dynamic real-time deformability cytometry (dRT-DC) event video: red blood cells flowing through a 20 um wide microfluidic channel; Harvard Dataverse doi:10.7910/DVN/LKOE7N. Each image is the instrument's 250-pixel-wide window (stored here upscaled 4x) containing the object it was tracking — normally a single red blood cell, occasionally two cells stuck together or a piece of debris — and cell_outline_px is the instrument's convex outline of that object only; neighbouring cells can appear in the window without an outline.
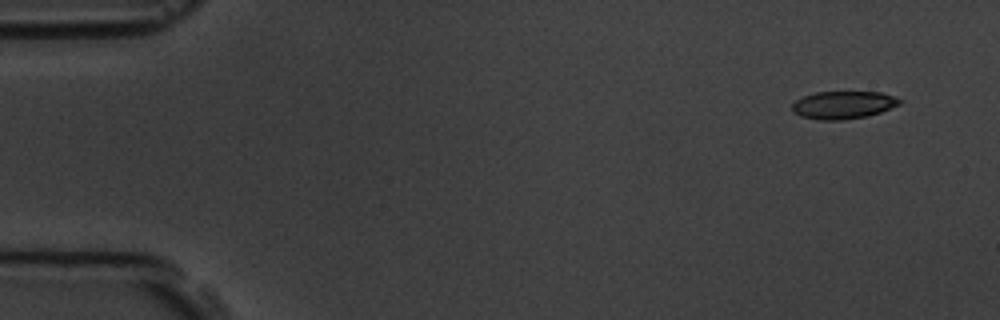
{"species": "common noctule bat (a hibernating species)", "species_latin": "Nyctalus noctula", "temperature_condition": "room temperature", "stored_images_in_passage": 5, "camera_frame_rate_fps": 3000, "um_per_image_px": 0.085, "animal": {"sex": "male", "body_mass_g": 19.5, "forearm_length_mm": 54.6}, "frame": {"image": 1, "passage_image": 1, "time_ms": 0.0, "image_size_px": [1000, 320], "cell_outline_px": [[904, 100], [900, 104], [880, 112], [864, 116], [844, 120], [820, 120], [800, 116], [792, 112], [792, 104], [796, 100], [804, 96], [816, 92], [880, 92], [896, 96]], "centroid_in_image_um": [71.68, 8.91], "position_along_channel_um": 13.3, "area_um2": 17.4}}
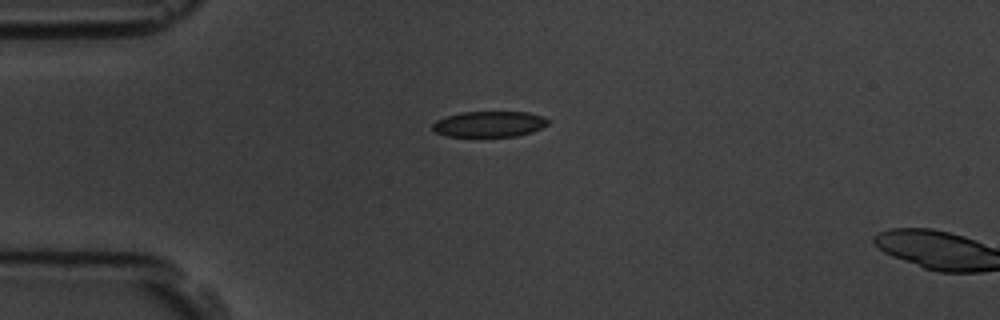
{"frame": {"image": 2, "passage_image": 4, "time_ms": 3.333, "image_size_px": [1000, 320], "cell_outline_px": [[548, 124], [532, 132], [516, 136], [444, 136], [436, 132], [432, 128], [432, 124], [436, 120], [448, 116], [464, 112], [528, 112], [544, 116], [548, 120]], "centroid_in_image_um": [41.59, 10.54], "position_along_channel_um": 43.4, "area_um2": 17.22}}